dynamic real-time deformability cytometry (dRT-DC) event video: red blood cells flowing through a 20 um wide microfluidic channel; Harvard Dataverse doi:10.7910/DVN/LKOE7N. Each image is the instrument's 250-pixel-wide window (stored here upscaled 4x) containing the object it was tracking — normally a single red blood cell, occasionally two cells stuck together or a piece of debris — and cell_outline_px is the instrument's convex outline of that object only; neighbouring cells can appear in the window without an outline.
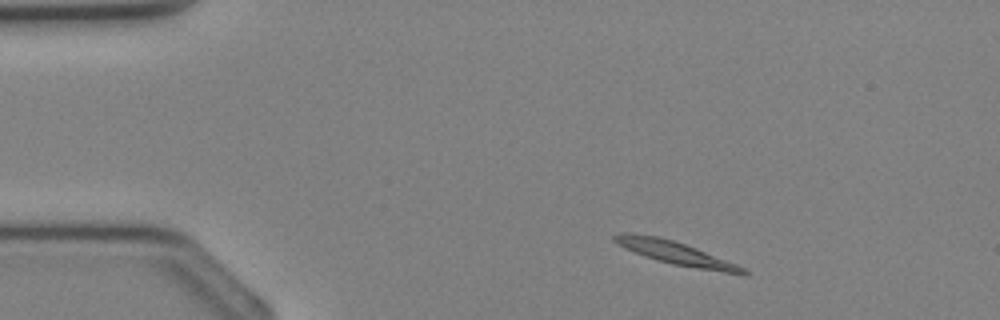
{"species": "Egyptian fruit bat (a non-hibernating species)", "species_latin": "Rousettus aegyptiacus", "temperature_condition": "cold", "stored_images_in_passage": 34, "camera_frame_rate_fps": 3000, "um_per_image_px": 0.085, "animal": {"sex": "female"}, "frame": {"image": 1, "passage_image": 3, "time_ms": 0.667, "image_size_px": [1000, 320], "cell_outline_px": [[748, 276], [744, 276], [672, 264], [656, 260], [644, 256], [624, 248], [616, 244], [612, 240], [612, 236], [620, 232], [632, 232], [660, 236], [696, 248], [736, 264], [744, 268], [748, 272]], "centroid_in_image_um": [57.38, 21.5], "position_along_channel_um": 27.6, "area_um2": 17.63}}
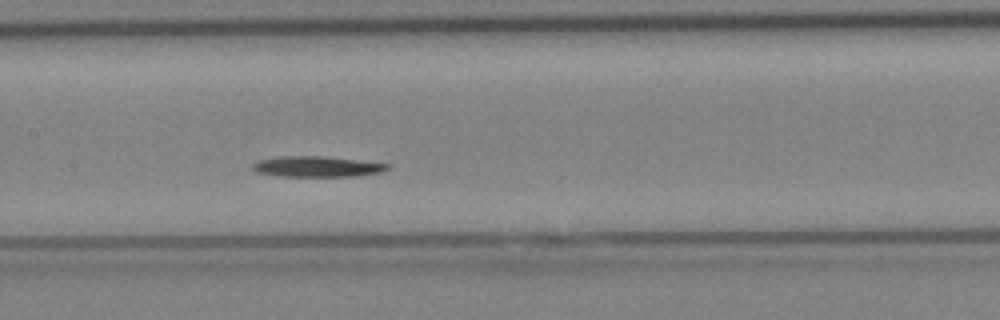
{"frame": {"image": 2, "passage_image": 15, "time_ms": 4.667, "image_size_px": [1000, 320], "cell_outline_px": [[392, 164], [388, 168], [380, 172], [356, 176], [280, 176], [256, 172], [252, 168], [252, 164], [260, 160], [284, 156], [324, 156]], "centroid_in_image_um": [26.96, 14.16], "position_along_channel_um": 180.4, "area_um2": 16.07}}
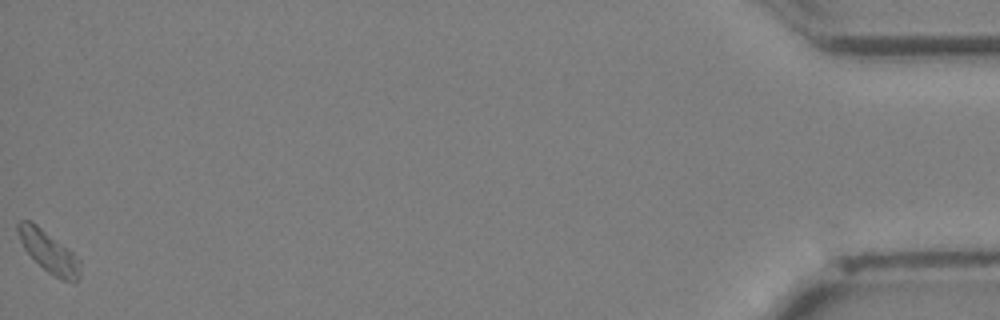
{"frame": {"image": 3, "passage_image": 34, "time_ms": 11.0, "image_size_px": [1000, 320], "cell_outline_px": [[80, 276], [76, 280], [64, 280], [48, 272], [24, 248], [20, 240], [16, 228], [16, 224], [20, 220], [28, 220], [36, 224], [72, 252], [80, 260]], "centroid_in_image_um": [4.13, 21.36], "position_along_channel_um": 431.1, "area_um2": 14.45}}